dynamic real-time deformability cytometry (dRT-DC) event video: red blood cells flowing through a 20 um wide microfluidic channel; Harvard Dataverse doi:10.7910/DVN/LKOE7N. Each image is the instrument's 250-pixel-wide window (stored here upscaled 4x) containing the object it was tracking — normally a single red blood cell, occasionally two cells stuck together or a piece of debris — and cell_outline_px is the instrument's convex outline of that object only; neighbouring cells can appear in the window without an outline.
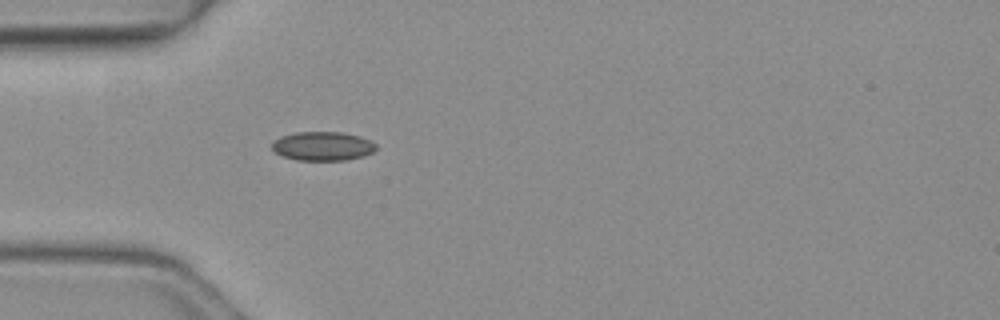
{"species": "common noctule bat (a hibernating species)", "species_latin": "Nyctalus noctula", "temperature_condition": "warm", "stored_images_in_passage": 1, "camera_frame_rate_fps": 3000, "um_per_image_px": 0.085, "animal": {"sex": "female", "body_mass_g": 19.3, "forearm_length_mm": 54.1}, "frame": {"image": 1, "passage_image": 1, "time_ms": 0.0, "image_size_px": [1000, 320], "cell_outline_px": [[376, 148], [372, 152], [364, 156], [348, 160], [296, 160], [284, 156], [276, 152], [272, 148], [272, 140], [280, 136], [296, 132], [340, 132], [360, 136], [372, 140], [376, 144]], "centroid_in_image_um": [27.44, 12.41], "position_along_channel_um": 57.6, "area_um2": 17.69}}